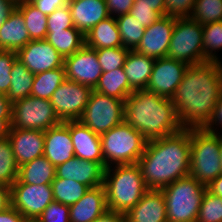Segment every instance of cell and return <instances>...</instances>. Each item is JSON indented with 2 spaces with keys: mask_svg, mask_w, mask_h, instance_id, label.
Listing matches in <instances>:
<instances>
[{
  "mask_svg": "<svg viewBox=\"0 0 222 222\" xmlns=\"http://www.w3.org/2000/svg\"><path fill=\"white\" fill-rule=\"evenodd\" d=\"M222 94V68L219 62L189 65L171 101L184 128H203L212 117Z\"/></svg>",
  "mask_w": 222,
  "mask_h": 222,
  "instance_id": "1",
  "label": "cell"
},
{
  "mask_svg": "<svg viewBox=\"0 0 222 222\" xmlns=\"http://www.w3.org/2000/svg\"><path fill=\"white\" fill-rule=\"evenodd\" d=\"M191 133L190 128L147 141L138 160L143 180L148 189L160 190L189 175Z\"/></svg>",
  "mask_w": 222,
  "mask_h": 222,
  "instance_id": "2",
  "label": "cell"
},
{
  "mask_svg": "<svg viewBox=\"0 0 222 222\" xmlns=\"http://www.w3.org/2000/svg\"><path fill=\"white\" fill-rule=\"evenodd\" d=\"M124 113V121L147 141L172 135L184 128L171 99L147 89L133 91L125 99Z\"/></svg>",
  "mask_w": 222,
  "mask_h": 222,
  "instance_id": "3",
  "label": "cell"
},
{
  "mask_svg": "<svg viewBox=\"0 0 222 222\" xmlns=\"http://www.w3.org/2000/svg\"><path fill=\"white\" fill-rule=\"evenodd\" d=\"M103 186L108 210L125 214L149 190L137 163L105 168Z\"/></svg>",
  "mask_w": 222,
  "mask_h": 222,
  "instance_id": "4",
  "label": "cell"
},
{
  "mask_svg": "<svg viewBox=\"0 0 222 222\" xmlns=\"http://www.w3.org/2000/svg\"><path fill=\"white\" fill-rule=\"evenodd\" d=\"M206 189L190 175L160 189L166 201L167 222H197Z\"/></svg>",
  "mask_w": 222,
  "mask_h": 222,
  "instance_id": "5",
  "label": "cell"
},
{
  "mask_svg": "<svg viewBox=\"0 0 222 222\" xmlns=\"http://www.w3.org/2000/svg\"><path fill=\"white\" fill-rule=\"evenodd\" d=\"M190 133L189 175L208 186L222 174L220 133H211L204 128H190Z\"/></svg>",
  "mask_w": 222,
  "mask_h": 222,
  "instance_id": "6",
  "label": "cell"
},
{
  "mask_svg": "<svg viewBox=\"0 0 222 222\" xmlns=\"http://www.w3.org/2000/svg\"><path fill=\"white\" fill-rule=\"evenodd\" d=\"M105 168L135 164L144 153L147 140L125 121L100 135Z\"/></svg>",
  "mask_w": 222,
  "mask_h": 222,
  "instance_id": "7",
  "label": "cell"
},
{
  "mask_svg": "<svg viewBox=\"0 0 222 222\" xmlns=\"http://www.w3.org/2000/svg\"><path fill=\"white\" fill-rule=\"evenodd\" d=\"M167 57L188 65L203 63V25L191 18L176 19Z\"/></svg>",
  "mask_w": 222,
  "mask_h": 222,
  "instance_id": "8",
  "label": "cell"
},
{
  "mask_svg": "<svg viewBox=\"0 0 222 222\" xmlns=\"http://www.w3.org/2000/svg\"><path fill=\"white\" fill-rule=\"evenodd\" d=\"M124 101L92 90L79 121L102 135L124 122Z\"/></svg>",
  "mask_w": 222,
  "mask_h": 222,
  "instance_id": "9",
  "label": "cell"
},
{
  "mask_svg": "<svg viewBox=\"0 0 222 222\" xmlns=\"http://www.w3.org/2000/svg\"><path fill=\"white\" fill-rule=\"evenodd\" d=\"M60 123L61 121L57 117L50 100L30 95L13 102L12 128L45 132Z\"/></svg>",
  "mask_w": 222,
  "mask_h": 222,
  "instance_id": "10",
  "label": "cell"
},
{
  "mask_svg": "<svg viewBox=\"0 0 222 222\" xmlns=\"http://www.w3.org/2000/svg\"><path fill=\"white\" fill-rule=\"evenodd\" d=\"M10 191L11 206L28 222H35L45 208L54 201L52 185L15 182Z\"/></svg>",
  "mask_w": 222,
  "mask_h": 222,
  "instance_id": "11",
  "label": "cell"
},
{
  "mask_svg": "<svg viewBox=\"0 0 222 222\" xmlns=\"http://www.w3.org/2000/svg\"><path fill=\"white\" fill-rule=\"evenodd\" d=\"M92 89L78 82L64 80L50 101L61 122L79 120L88 103Z\"/></svg>",
  "mask_w": 222,
  "mask_h": 222,
  "instance_id": "12",
  "label": "cell"
},
{
  "mask_svg": "<svg viewBox=\"0 0 222 222\" xmlns=\"http://www.w3.org/2000/svg\"><path fill=\"white\" fill-rule=\"evenodd\" d=\"M66 79L95 89L103 73L96 50L84 45L74 54L64 58Z\"/></svg>",
  "mask_w": 222,
  "mask_h": 222,
  "instance_id": "13",
  "label": "cell"
},
{
  "mask_svg": "<svg viewBox=\"0 0 222 222\" xmlns=\"http://www.w3.org/2000/svg\"><path fill=\"white\" fill-rule=\"evenodd\" d=\"M189 65L169 57L155 59L146 89L166 98H172Z\"/></svg>",
  "mask_w": 222,
  "mask_h": 222,
  "instance_id": "14",
  "label": "cell"
},
{
  "mask_svg": "<svg viewBox=\"0 0 222 222\" xmlns=\"http://www.w3.org/2000/svg\"><path fill=\"white\" fill-rule=\"evenodd\" d=\"M17 58L33 74L64 66V58L47 40H31L17 52Z\"/></svg>",
  "mask_w": 222,
  "mask_h": 222,
  "instance_id": "15",
  "label": "cell"
},
{
  "mask_svg": "<svg viewBox=\"0 0 222 222\" xmlns=\"http://www.w3.org/2000/svg\"><path fill=\"white\" fill-rule=\"evenodd\" d=\"M176 18L165 15L145 29L135 51L154 59L167 57Z\"/></svg>",
  "mask_w": 222,
  "mask_h": 222,
  "instance_id": "16",
  "label": "cell"
},
{
  "mask_svg": "<svg viewBox=\"0 0 222 222\" xmlns=\"http://www.w3.org/2000/svg\"><path fill=\"white\" fill-rule=\"evenodd\" d=\"M104 162L82 160L74 156L56 167V177L74 180L89 188L103 185Z\"/></svg>",
  "mask_w": 222,
  "mask_h": 222,
  "instance_id": "17",
  "label": "cell"
},
{
  "mask_svg": "<svg viewBox=\"0 0 222 222\" xmlns=\"http://www.w3.org/2000/svg\"><path fill=\"white\" fill-rule=\"evenodd\" d=\"M8 138L18 166L43 156L44 131L11 127Z\"/></svg>",
  "mask_w": 222,
  "mask_h": 222,
  "instance_id": "18",
  "label": "cell"
},
{
  "mask_svg": "<svg viewBox=\"0 0 222 222\" xmlns=\"http://www.w3.org/2000/svg\"><path fill=\"white\" fill-rule=\"evenodd\" d=\"M43 156L55 167L73 158L74 147L69 130V121L49 128L44 132Z\"/></svg>",
  "mask_w": 222,
  "mask_h": 222,
  "instance_id": "19",
  "label": "cell"
},
{
  "mask_svg": "<svg viewBox=\"0 0 222 222\" xmlns=\"http://www.w3.org/2000/svg\"><path fill=\"white\" fill-rule=\"evenodd\" d=\"M72 23L84 36L110 16L105 0H69Z\"/></svg>",
  "mask_w": 222,
  "mask_h": 222,
  "instance_id": "20",
  "label": "cell"
},
{
  "mask_svg": "<svg viewBox=\"0 0 222 222\" xmlns=\"http://www.w3.org/2000/svg\"><path fill=\"white\" fill-rule=\"evenodd\" d=\"M74 155L82 160L104 162L100 135L92 132L79 120L69 121Z\"/></svg>",
  "mask_w": 222,
  "mask_h": 222,
  "instance_id": "21",
  "label": "cell"
},
{
  "mask_svg": "<svg viewBox=\"0 0 222 222\" xmlns=\"http://www.w3.org/2000/svg\"><path fill=\"white\" fill-rule=\"evenodd\" d=\"M126 217L128 222H167L166 201L162 191L149 189L126 213Z\"/></svg>",
  "mask_w": 222,
  "mask_h": 222,
  "instance_id": "22",
  "label": "cell"
},
{
  "mask_svg": "<svg viewBox=\"0 0 222 222\" xmlns=\"http://www.w3.org/2000/svg\"><path fill=\"white\" fill-rule=\"evenodd\" d=\"M107 210L104 186L89 188L78 202L69 206L70 222H92Z\"/></svg>",
  "mask_w": 222,
  "mask_h": 222,
  "instance_id": "23",
  "label": "cell"
},
{
  "mask_svg": "<svg viewBox=\"0 0 222 222\" xmlns=\"http://www.w3.org/2000/svg\"><path fill=\"white\" fill-rule=\"evenodd\" d=\"M30 40L25 20L15 8L7 17L0 29V50L18 52Z\"/></svg>",
  "mask_w": 222,
  "mask_h": 222,
  "instance_id": "24",
  "label": "cell"
},
{
  "mask_svg": "<svg viewBox=\"0 0 222 222\" xmlns=\"http://www.w3.org/2000/svg\"><path fill=\"white\" fill-rule=\"evenodd\" d=\"M154 63V58L129 51L123 68L133 91L146 89Z\"/></svg>",
  "mask_w": 222,
  "mask_h": 222,
  "instance_id": "25",
  "label": "cell"
},
{
  "mask_svg": "<svg viewBox=\"0 0 222 222\" xmlns=\"http://www.w3.org/2000/svg\"><path fill=\"white\" fill-rule=\"evenodd\" d=\"M85 45L95 50L123 46L115 17L109 16L85 35Z\"/></svg>",
  "mask_w": 222,
  "mask_h": 222,
  "instance_id": "26",
  "label": "cell"
},
{
  "mask_svg": "<svg viewBox=\"0 0 222 222\" xmlns=\"http://www.w3.org/2000/svg\"><path fill=\"white\" fill-rule=\"evenodd\" d=\"M55 177L56 167L45 156H41L19 166L15 182L51 185Z\"/></svg>",
  "mask_w": 222,
  "mask_h": 222,
  "instance_id": "27",
  "label": "cell"
},
{
  "mask_svg": "<svg viewBox=\"0 0 222 222\" xmlns=\"http://www.w3.org/2000/svg\"><path fill=\"white\" fill-rule=\"evenodd\" d=\"M94 90L123 101L133 92L123 67L103 72Z\"/></svg>",
  "mask_w": 222,
  "mask_h": 222,
  "instance_id": "28",
  "label": "cell"
},
{
  "mask_svg": "<svg viewBox=\"0 0 222 222\" xmlns=\"http://www.w3.org/2000/svg\"><path fill=\"white\" fill-rule=\"evenodd\" d=\"M63 57L70 56L85 45V36L75 27L47 32L46 39Z\"/></svg>",
  "mask_w": 222,
  "mask_h": 222,
  "instance_id": "29",
  "label": "cell"
},
{
  "mask_svg": "<svg viewBox=\"0 0 222 222\" xmlns=\"http://www.w3.org/2000/svg\"><path fill=\"white\" fill-rule=\"evenodd\" d=\"M16 9L22 14L30 40H44L47 36V16L29 0H17Z\"/></svg>",
  "mask_w": 222,
  "mask_h": 222,
  "instance_id": "30",
  "label": "cell"
},
{
  "mask_svg": "<svg viewBox=\"0 0 222 222\" xmlns=\"http://www.w3.org/2000/svg\"><path fill=\"white\" fill-rule=\"evenodd\" d=\"M66 80L65 67L35 74L30 95L50 100L55 90Z\"/></svg>",
  "mask_w": 222,
  "mask_h": 222,
  "instance_id": "31",
  "label": "cell"
},
{
  "mask_svg": "<svg viewBox=\"0 0 222 222\" xmlns=\"http://www.w3.org/2000/svg\"><path fill=\"white\" fill-rule=\"evenodd\" d=\"M34 76L35 74L17 59L11 69V85L7 97L15 102L30 96Z\"/></svg>",
  "mask_w": 222,
  "mask_h": 222,
  "instance_id": "32",
  "label": "cell"
},
{
  "mask_svg": "<svg viewBox=\"0 0 222 222\" xmlns=\"http://www.w3.org/2000/svg\"><path fill=\"white\" fill-rule=\"evenodd\" d=\"M54 201L71 206L78 202L89 187L74 180L57 178L52 182Z\"/></svg>",
  "mask_w": 222,
  "mask_h": 222,
  "instance_id": "33",
  "label": "cell"
},
{
  "mask_svg": "<svg viewBox=\"0 0 222 222\" xmlns=\"http://www.w3.org/2000/svg\"><path fill=\"white\" fill-rule=\"evenodd\" d=\"M123 47L135 50L140 44L145 29L132 15L123 14L115 18Z\"/></svg>",
  "mask_w": 222,
  "mask_h": 222,
  "instance_id": "34",
  "label": "cell"
},
{
  "mask_svg": "<svg viewBox=\"0 0 222 222\" xmlns=\"http://www.w3.org/2000/svg\"><path fill=\"white\" fill-rule=\"evenodd\" d=\"M222 49V21L211 22L203 25V55L204 62H220L218 55Z\"/></svg>",
  "mask_w": 222,
  "mask_h": 222,
  "instance_id": "35",
  "label": "cell"
},
{
  "mask_svg": "<svg viewBox=\"0 0 222 222\" xmlns=\"http://www.w3.org/2000/svg\"><path fill=\"white\" fill-rule=\"evenodd\" d=\"M18 170L9 138L0 139V183L11 188L17 180Z\"/></svg>",
  "mask_w": 222,
  "mask_h": 222,
  "instance_id": "36",
  "label": "cell"
},
{
  "mask_svg": "<svg viewBox=\"0 0 222 222\" xmlns=\"http://www.w3.org/2000/svg\"><path fill=\"white\" fill-rule=\"evenodd\" d=\"M190 18L201 25L222 21V0H196Z\"/></svg>",
  "mask_w": 222,
  "mask_h": 222,
  "instance_id": "37",
  "label": "cell"
},
{
  "mask_svg": "<svg viewBox=\"0 0 222 222\" xmlns=\"http://www.w3.org/2000/svg\"><path fill=\"white\" fill-rule=\"evenodd\" d=\"M130 49L121 47L101 48L96 50L97 59L103 72L123 67Z\"/></svg>",
  "mask_w": 222,
  "mask_h": 222,
  "instance_id": "38",
  "label": "cell"
},
{
  "mask_svg": "<svg viewBox=\"0 0 222 222\" xmlns=\"http://www.w3.org/2000/svg\"><path fill=\"white\" fill-rule=\"evenodd\" d=\"M197 222H222V198L206 189L198 211Z\"/></svg>",
  "mask_w": 222,
  "mask_h": 222,
  "instance_id": "39",
  "label": "cell"
},
{
  "mask_svg": "<svg viewBox=\"0 0 222 222\" xmlns=\"http://www.w3.org/2000/svg\"><path fill=\"white\" fill-rule=\"evenodd\" d=\"M17 52L0 50V93L7 95L11 85V69Z\"/></svg>",
  "mask_w": 222,
  "mask_h": 222,
  "instance_id": "40",
  "label": "cell"
},
{
  "mask_svg": "<svg viewBox=\"0 0 222 222\" xmlns=\"http://www.w3.org/2000/svg\"><path fill=\"white\" fill-rule=\"evenodd\" d=\"M47 21V32H54L74 27L71 11L68 5L54 10L47 16Z\"/></svg>",
  "mask_w": 222,
  "mask_h": 222,
  "instance_id": "41",
  "label": "cell"
},
{
  "mask_svg": "<svg viewBox=\"0 0 222 222\" xmlns=\"http://www.w3.org/2000/svg\"><path fill=\"white\" fill-rule=\"evenodd\" d=\"M35 222H70L69 206L53 201Z\"/></svg>",
  "mask_w": 222,
  "mask_h": 222,
  "instance_id": "42",
  "label": "cell"
},
{
  "mask_svg": "<svg viewBox=\"0 0 222 222\" xmlns=\"http://www.w3.org/2000/svg\"><path fill=\"white\" fill-rule=\"evenodd\" d=\"M196 0H165V14L172 18H190Z\"/></svg>",
  "mask_w": 222,
  "mask_h": 222,
  "instance_id": "43",
  "label": "cell"
},
{
  "mask_svg": "<svg viewBox=\"0 0 222 222\" xmlns=\"http://www.w3.org/2000/svg\"><path fill=\"white\" fill-rule=\"evenodd\" d=\"M140 25L144 28L150 27L157 19L162 17L157 11L154 10V6L146 5H133L129 11Z\"/></svg>",
  "mask_w": 222,
  "mask_h": 222,
  "instance_id": "44",
  "label": "cell"
},
{
  "mask_svg": "<svg viewBox=\"0 0 222 222\" xmlns=\"http://www.w3.org/2000/svg\"><path fill=\"white\" fill-rule=\"evenodd\" d=\"M203 128L211 133L222 132V94L215 105L212 117Z\"/></svg>",
  "mask_w": 222,
  "mask_h": 222,
  "instance_id": "45",
  "label": "cell"
},
{
  "mask_svg": "<svg viewBox=\"0 0 222 222\" xmlns=\"http://www.w3.org/2000/svg\"><path fill=\"white\" fill-rule=\"evenodd\" d=\"M108 12L112 17L128 14L133 6L134 0H105Z\"/></svg>",
  "mask_w": 222,
  "mask_h": 222,
  "instance_id": "46",
  "label": "cell"
},
{
  "mask_svg": "<svg viewBox=\"0 0 222 222\" xmlns=\"http://www.w3.org/2000/svg\"><path fill=\"white\" fill-rule=\"evenodd\" d=\"M41 13L50 15L57 8L68 5L69 0H29Z\"/></svg>",
  "mask_w": 222,
  "mask_h": 222,
  "instance_id": "47",
  "label": "cell"
},
{
  "mask_svg": "<svg viewBox=\"0 0 222 222\" xmlns=\"http://www.w3.org/2000/svg\"><path fill=\"white\" fill-rule=\"evenodd\" d=\"M0 222H28L25 217L10 206L8 209L0 212Z\"/></svg>",
  "mask_w": 222,
  "mask_h": 222,
  "instance_id": "48",
  "label": "cell"
},
{
  "mask_svg": "<svg viewBox=\"0 0 222 222\" xmlns=\"http://www.w3.org/2000/svg\"><path fill=\"white\" fill-rule=\"evenodd\" d=\"M13 102L7 95L0 93V119L12 120Z\"/></svg>",
  "mask_w": 222,
  "mask_h": 222,
  "instance_id": "49",
  "label": "cell"
},
{
  "mask_svg": "<svg viewBox=\"0 0 222 222\" xmlns=\"http://www.w3.org/2000/svg\"><path fill=\"white\" fill-rule=\"evenodd\" d=\"M92 222H128V220L125 213L107 210Z\"/></svg>",
  "mask_w": 222,
  "mask_h": 222,
  "instance_id": "50",
  "label": "cell"
},
{
  "mask_svg": "<svg viewBox=\"0 0 222 222\" xmlns=\"http://www.w3.org/2000/svg\"><path fill=\"white\" fill-rule=\"evenodd\" d=\"M17 0H0V29L7 17L16 8Z\"/></svg>",
  "mask_w": 222,
  "mask_h": 222,
  "instance_id": "51",
  "label": "cell"
},
{
  "mask_svg": "<svg viewBox=\"0 0 222 222\" xmlns=\"http://www.w3.org/2000/svg\"><path fill=\"white\" fill-rule=\"evenodd\" d=\"M10 206H11L10 187L0 183V212L8 209Z\"/></svg>",
  "mask_w": 222,
  "mask_h": 222,
  "instance_id": "52",
  "label": "cell"
},
{
  "mask_svg": "<svg viewBox=\"0 0 222 222\" xmlns=\"http://www.w3.org/2000/svg\"><path fill=\"white\" fill-rule=\"evenodd\" d=\"M133 5L154 6V10L165 16V0H134Z\"/></svg>",
  "mask_w": 222,
  "mask_h": 222,
  "instance_id": "53",
  "label": "cell"
},
{
  "mask_svg": "<svg viewBox=\"0 0 222 222\" xmlns=\"http://www.w3.org/2000/svg\"><path fill=\"white\" fill-rule=\"evenodd\" d=\"M207 190L213 195L222 198V174H220L216 179H214L208 186Z\"/></svg>",
  "mask_w": 222,
  "mask_h": 222,
  "instance_id": "54",
  "label": "cell"
},
{
  "mask_svg": "<svg viewBox=\"0 0 222 222\" xmlns=\"http://www.w3.org/2000/svg\"><path fill=\"white\" fill-rule=\"evenodd\" d=\"M11 121L12 120H2L0 119V139L8 137L11 130Z\"/></svg>",
  "mask_w": 222,
  "mask_h": 222,
  "instance_id": "55",
  "label": "cell"
},
{
  "mask_svg": "<svg viewBox=\"0 0 222 222\" xmlns=\"http://www.w3.org/2000/svg\"><path fill=\"white\" fill-rule=\"evenodd\" d=\"M220 162L222 166V134L220 133Z\"/></svg>",
  "mask_w": 222,
  "mask_h": 222,
  "instance_id": "56",
  "label": "cell"
}]
</instances>
